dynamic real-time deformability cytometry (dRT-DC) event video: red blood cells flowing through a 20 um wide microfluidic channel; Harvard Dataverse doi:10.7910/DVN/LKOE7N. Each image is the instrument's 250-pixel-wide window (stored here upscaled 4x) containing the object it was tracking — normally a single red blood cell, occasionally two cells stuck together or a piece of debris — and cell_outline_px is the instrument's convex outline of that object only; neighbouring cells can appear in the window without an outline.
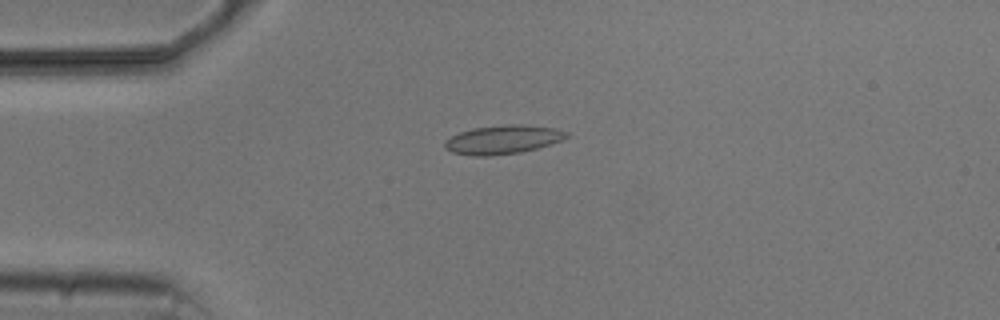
{"species": "common noctule bat (a hibernating species)", "species_latin": "Nyctalus noctula", "temperature_condition": "cold", "stored_images_in_passage": 10, "camera_frame_rate_fps": 3000, "um_per_image_px": 0.085, "animal": {"sex": "male", "body_mass_g": 20.5, "forearm_length_mm": 52.5}, "frame": {"image": 1, "passage_image": 3, "time_ms": 3.333, "image_size_px": [1000, 320], "cell_outline_px": [[568, 136], [560, 140], [536, 148], [520, 152], [488, 156], [472, 156], [452, 152], [444, 148], [444, 144], [452, 136], [460, 132], [472, 128], [508, 124], [520, 124], [556, 128], [568, 132]], "centroid_in_image_um": [42.72, 11.86], "position_along_channel_um": 42.3, "area_um2": 20.17}}
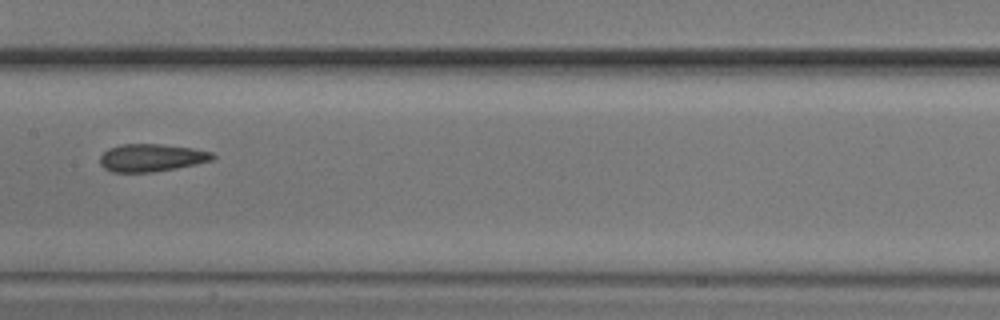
{"frame": {"image": 2, "passage_image": 7, "time_ms": 8.0, "image_size_px": [1000, 320], "cell_outline_px": [[216, 156], [212, 160], [196, 164], [156, 172], [112, 172], [104, 168], [100, 164], [100, 156], [108, 148], [120, 144], [164, 144], [192, 148], [212, 152]], "centroid_in_image_um": [12.87, 13.4], "position_along_channel_um": 194.5, "area_um2": 18.26}}
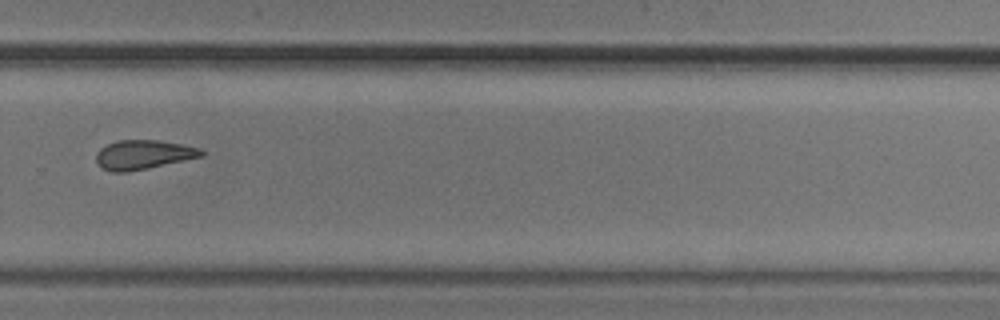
{"frame": {"image": 3, "passage_image": 10, "time_ms": 11.333, "image_size_px": [1000, 320], "cell_outline_px": [[204, 156], [148, 168], [128, 172], [112, 172], [100, 168], [96, 160], [96, 152], [100, 148], [108, 144], [120, 140], [156, 140], [180, 144], [200, 148], [204, 152]], "centroid_in_image_um": [12.15, 13.16], "position_along_channel_um": 317.6, "area_um2": 17.92}}